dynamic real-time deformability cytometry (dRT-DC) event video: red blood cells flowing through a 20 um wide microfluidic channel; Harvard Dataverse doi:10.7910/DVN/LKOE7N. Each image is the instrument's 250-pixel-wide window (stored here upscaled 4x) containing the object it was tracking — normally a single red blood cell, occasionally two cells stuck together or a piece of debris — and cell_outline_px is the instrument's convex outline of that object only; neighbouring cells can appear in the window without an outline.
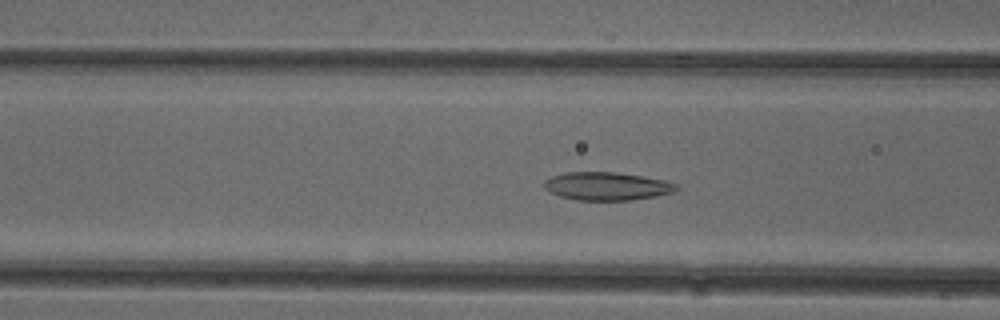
{"species": "common noctule bat (a hibernating species)", "species_latin": "Nyctalus noctula", "temperature_condition": "cold", "stored_images_in_passage": 51, "camera_frame_rate_fps": 3000, "um_per_image_px": 0.085, "animal": {"sex": "female"}, "frame": {"image": 1, "passage_image": 19, "time_ms": 6.0, "image_size_px": [1000, 320], "cell_outline_px": [[680, 188], [676, 192], [656, 196], [632, 200], [576, 200], [560, 196], [544, 188], [544, 180], [552, 176], [564, 172], [616, 172], [644, 176], [664, 180], [676, 184]], "centroid_in_image_um": [51.62, 15.82], "position_along_channel_um": 115.0, "area_um2": 21.79}}
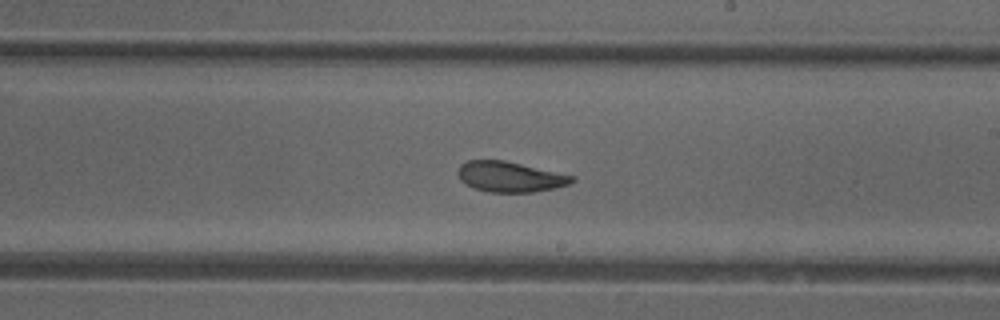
{"frame": {"image": 2, "passage_image": 29, "time_ms": 9.333, "image_size_px": [1000, 320], "cell_outline_px": [[576, 180], [568, 184], [552, 188], [532, 192], [488, 192], [476, 188], [460, 180], [456, 172], [460, 164], [468, 160], [504, 160], [576, 176]], "centroid_in_image_um": [43.34, 15.01], "position_along_channel_um": 245.7, "area_um2": 20.11}}
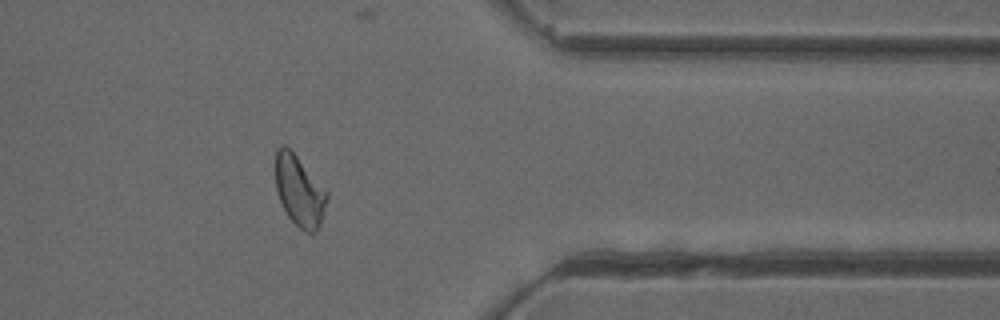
{"frame": {"image": 3, "passage_image": 41, "time_ms": 13.333, "image_size_px": [1000, 320], "cell_outline_px": [[328, 196], [320, 224], [316, 232], [304, 232], [288, 216], [280, 200], [276, 188], [276, 148], [284, 144], [296, 156], [328, 192]], "centroid_in_image_um": [25.45, 16.24], "position_along_channel_um": 386.0, "area_um2": 20.69}, "authors_computed_cell_mechanics": {"area_um2": 21.7328, "velocity_mm_per_s": 3.9151, "shape_relaxation_time_tau1_ms": 5.9313, "shape_relaxation_time_tau2_ms": 1.7793, "deformation_change_tau1": 0.1461, "deformation_change_tau2": 0.0804}}